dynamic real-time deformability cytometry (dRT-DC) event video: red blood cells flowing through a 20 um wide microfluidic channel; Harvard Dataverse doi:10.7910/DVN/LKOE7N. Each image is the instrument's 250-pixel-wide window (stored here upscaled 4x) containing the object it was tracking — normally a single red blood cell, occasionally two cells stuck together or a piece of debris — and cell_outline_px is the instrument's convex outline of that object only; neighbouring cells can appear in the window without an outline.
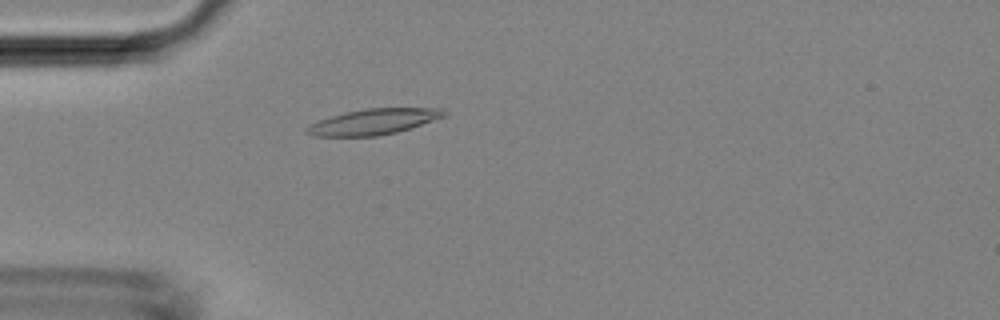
{"species": "Egyptian fruit bat (a non-hibernating species)", "species_latin": "Rousettus aegyptiacus", "temperature_condition": "room temperature", "stored_images_in_passage": 47, "camera_frame_rate_fps": 3000, "um_per_image_px": 0.085, "animal": {"sex": "female"}, "frame": {"image": 1, "passage_image": 14, "time_ms": 4.333, "image_size_px": [1000, 320], "cell_outline_px": [[448, 112], [444, 116], [396, 132], [376, 136], [312, 136], [304, 132], [304, 128], [308, 124], [344, 112], [364, 108], [444, 108]], "centroid_in_image_um": [31.68, 10.34], "position_along_channel_um": 53.3, "area_um2": 20.46}}
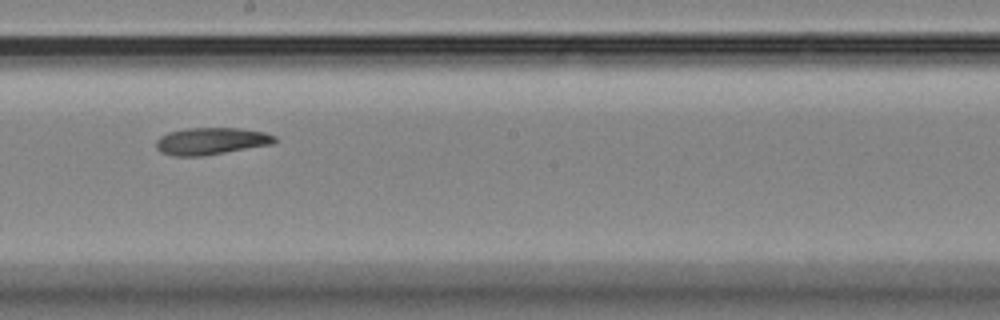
{"frame": {"image": 2, "passage_image": 27, "time_ms": 8.667, "image_size_px": [1000, 320], "cell_outline_px": [[276, 140], [272, 144], [204, 156], [172, 156], [160, 152], [156, 148], [156, 140], [160, 136], [168, 132], [184, 128], [240, 128], [264, 132], [276, 136]], "centroid_in_image_um": [17.91, 11.99], "position_along_channel_um": 230.3, "area_um2": 18.84}}
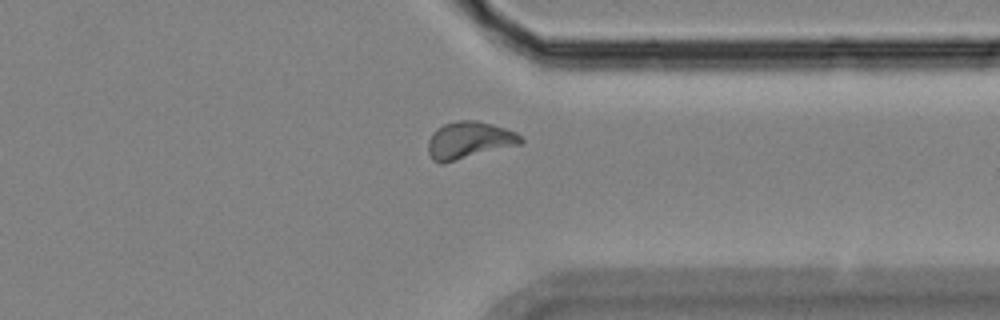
{"frame": {"image": 3, "passage_image": 37, "time_ms": 12.0, "image_size_px": [1000, 320], "cell_outline_px": [[524, 144], [440, 164], [432, 160], [428, 152], [428, 140], [436, 128], [444, 124], [456, 120], [476, 120], [492, 124], [516, 132], [524, 140]], "centroid_in_image_um": [39.88, 11.92], "position_along_channel_um": 371.5, "area_um2": 20.23}}